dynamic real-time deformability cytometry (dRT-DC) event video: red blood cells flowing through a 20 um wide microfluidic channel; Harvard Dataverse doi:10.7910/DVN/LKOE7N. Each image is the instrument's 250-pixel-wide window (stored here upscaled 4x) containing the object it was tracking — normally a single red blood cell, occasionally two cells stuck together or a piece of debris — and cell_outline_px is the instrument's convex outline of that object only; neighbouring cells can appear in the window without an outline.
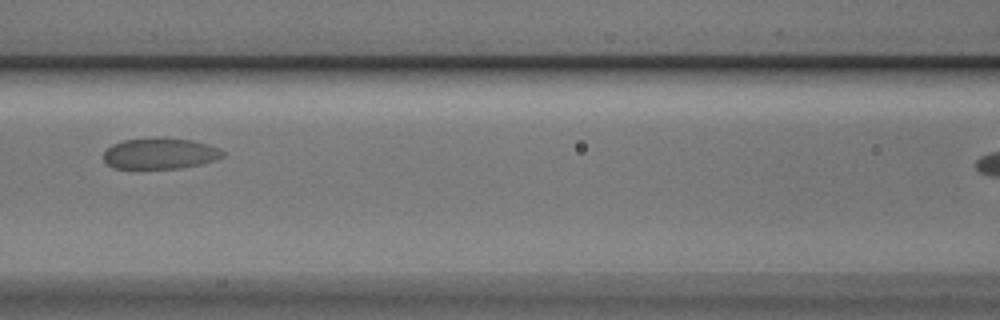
{"species": "Egyptian fruit bat (a non-hibernating species)", "species_latin": "Rousettus aegyptiacus", "temperature_condition": "cold", "stored_images_in_passage": 5, "segment_of_instrument_passage": [1, 2], "camera_frame_rate_fps": 3000, "um_per_image_px": 0.085, "animal": {"sex": "male"}, "frame": {"image": 1, "passage_image": 3, "time_ms": 0.667, "image_size_px": [1000, 320], "cell_outline_px": [[224, 156], [216, 160], [200, 164], [180, 168], [112, 168], [104, 160], [104, 152], [112, 144], [124, 140], [160, 136], [192, 140], [208, 144], [224, 152]], "centroid_in_image_um": [13.6, 13.03], "position_along_channel_um": 153.0, "area_um2": 21.68}}